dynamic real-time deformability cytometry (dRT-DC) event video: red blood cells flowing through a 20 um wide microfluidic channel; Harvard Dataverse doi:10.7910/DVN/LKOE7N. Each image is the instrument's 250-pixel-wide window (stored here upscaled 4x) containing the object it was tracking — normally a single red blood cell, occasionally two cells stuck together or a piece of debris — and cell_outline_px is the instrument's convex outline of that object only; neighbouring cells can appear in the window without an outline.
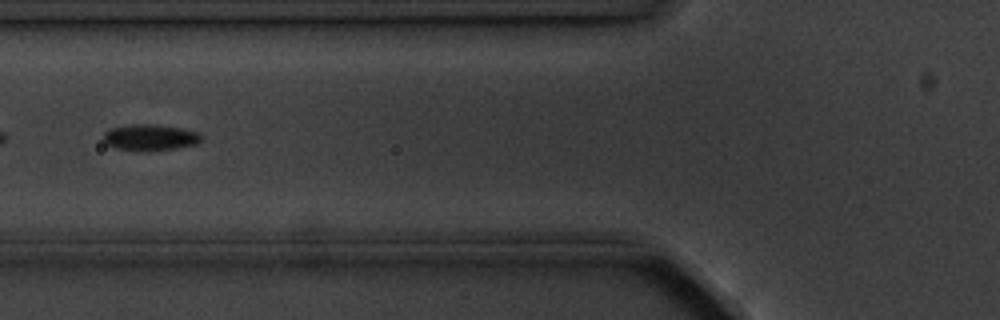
{"species": "common noctule bat (a hibernating species)", "species_latin": "Nyctalus noctula", "temperature_condition": "cold", "stored_images_in_passage": 12, "camera_frame_rate_fps": 3000, "um_per_image_px": 0.085, "animal": {"sex": "male", "body_mass_g": 20.1, "forearm_length_mm": 53.5}, "frame": {"image": 1, "passage_image": 3, "time_ms": 2.667, "image_size_px": [1000, 320], "cell_outline_px": [[200, 140], [196, 144], [172, 148], [140, 152], [112, 148], [104, 144], [104, 132], [108, 128], [128, 124], [156, 124], [180, 128], [196, 132], [200, 136]], "centroid_in_image_um": [12.63, 11.68], "position_along_channel_um": 113.2, "area_um2": 15.09}}